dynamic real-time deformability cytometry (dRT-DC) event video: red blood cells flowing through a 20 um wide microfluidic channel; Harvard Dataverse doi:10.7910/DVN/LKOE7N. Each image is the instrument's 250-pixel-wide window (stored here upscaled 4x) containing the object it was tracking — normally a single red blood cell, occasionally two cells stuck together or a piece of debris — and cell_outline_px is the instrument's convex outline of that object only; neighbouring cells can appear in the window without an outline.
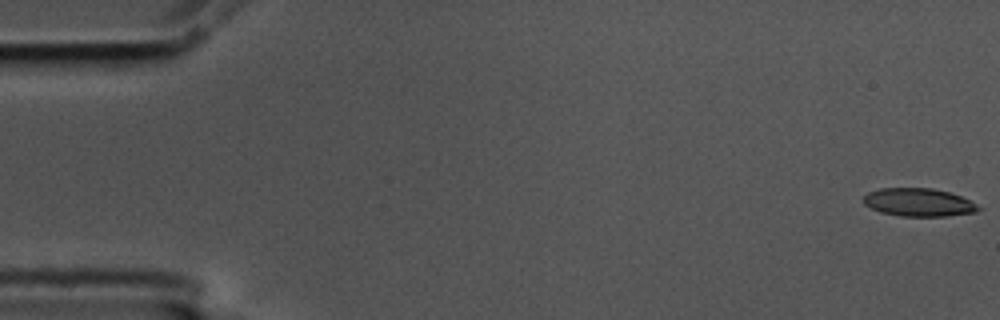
{"species": "common noctule bat (a hibernating species)", "species_latin": "Nyctalus noctula", "temperature_condition": "cold", "stored_images_in_passage": 4, "camera_frame_rate_fps": 3000, "um_per_image_px": 0.085, "animal": {"sex": "male", "body_mass_g": 17.5, "forearm_length_mm": 52.3}, "frame": {"image": 1, "passage_image": 1, "time_ms": 0.0, "image_size_px": [1000, 320], "cell_outline_px": [[984, 208], [976, 212], [948, 216], [900, 216], [880, 212], [864, 204], [864, 196], [868, 192], [880, 188], [932, 188], [948, 192], [960, 196]], "centroid_in_image_um": [78.09, 17.2], "position_along_channel_um": 6.9, "area_um2": 18.79}}
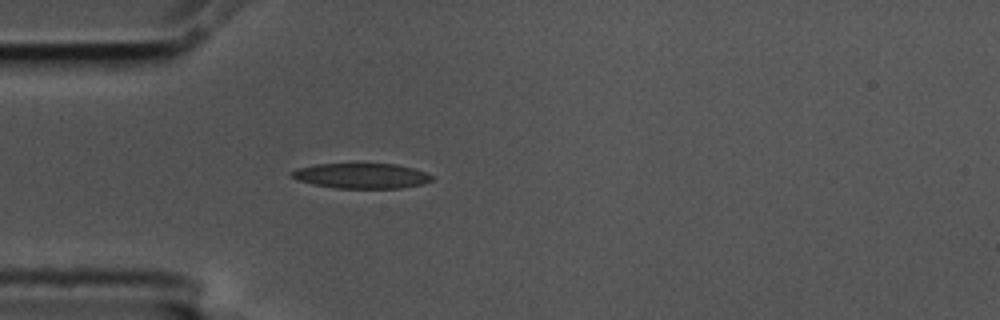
{"frame": {"image": 2, "passage_image": 4, "time_ms": 1.0, "image_size_px": [1000, 320], "cell_outline_px": [[432, 180], [424, 184], [400, 188], [336, 188], [312, 184], [296, 180], [288, 176], [288, 172], [296, 168], [316, 164], [356, 160], [396, 164], [412, 168], [424, 172], [432, 176]], "centroid_in_image_um": [30.62, 14.89], "position_along_channel_um": 54.4, "area_um2": 21.85}}